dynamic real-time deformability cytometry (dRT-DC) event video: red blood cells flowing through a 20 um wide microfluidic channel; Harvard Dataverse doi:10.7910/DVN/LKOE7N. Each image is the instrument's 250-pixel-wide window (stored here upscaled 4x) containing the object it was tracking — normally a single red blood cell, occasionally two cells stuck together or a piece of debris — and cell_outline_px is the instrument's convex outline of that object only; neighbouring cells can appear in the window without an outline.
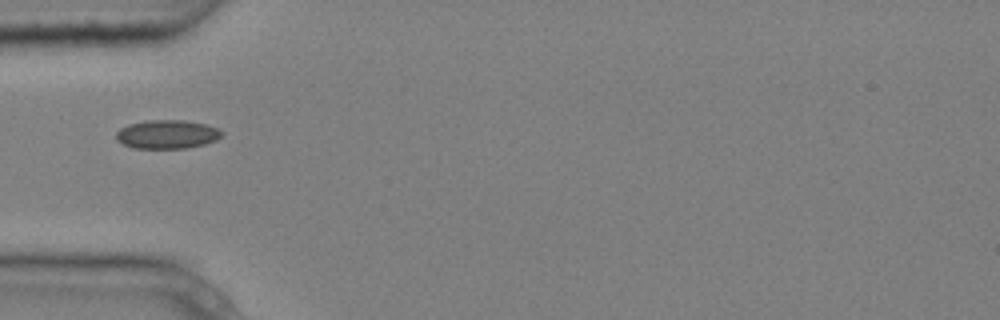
{"species": "common noctule bat (a hibernating species)", "species_latin": "Nyctalus noctula", "temperature_condition": "cold", "stored_images_in_passage": 2, "camera_frame_rate_fps": 3000, "um_per_image_px": 0.085, "animal": {"sex": "male", "body_mass_g": 20.4}, "frame": {"image": 1, "passage_image": 1, "time_ms": 0.0, "image_size_px": [1000, 320], "cell_outline_px": [[224, 132], [216, 140], [204, 144], [188, 148], [132, 148], [116, 140], [116, 132], [120, 128], [128, 124], [144, 120], [184, 120], [204, 124], [220, 128]], "centroid_in_image_um": [14.2, 11.41], "position_along_channel_um": 70.8, "area_um2": 17.8}}
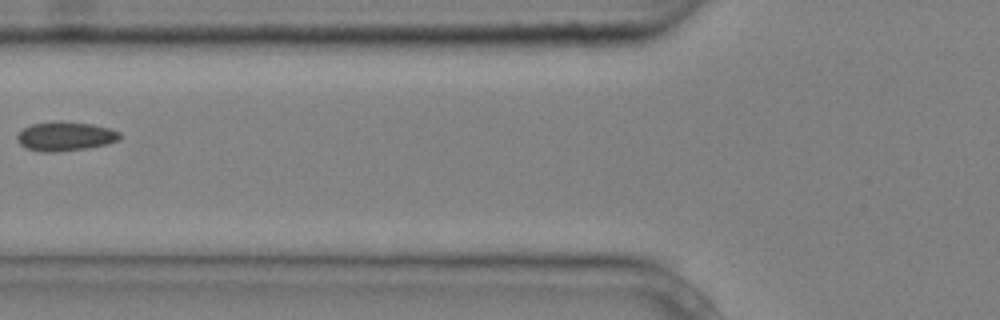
{"frame": {"image": 2, "passage_image": 2, "time_ms": 0.333, "image_size_px": [1000, 320], "cell_outline_px": [[120, 140], [108, 144], [88, 148], [56, 152], [40, 152], [24, 148], [16, 140], [16, 136], [24, 128], [32, 124], [92, 124], [112, 128], [120, 132]], "centroid_in_image_um": [5.58, 11.64], "position_along_channel_um": 120.2, "area_um2": 16.94}}